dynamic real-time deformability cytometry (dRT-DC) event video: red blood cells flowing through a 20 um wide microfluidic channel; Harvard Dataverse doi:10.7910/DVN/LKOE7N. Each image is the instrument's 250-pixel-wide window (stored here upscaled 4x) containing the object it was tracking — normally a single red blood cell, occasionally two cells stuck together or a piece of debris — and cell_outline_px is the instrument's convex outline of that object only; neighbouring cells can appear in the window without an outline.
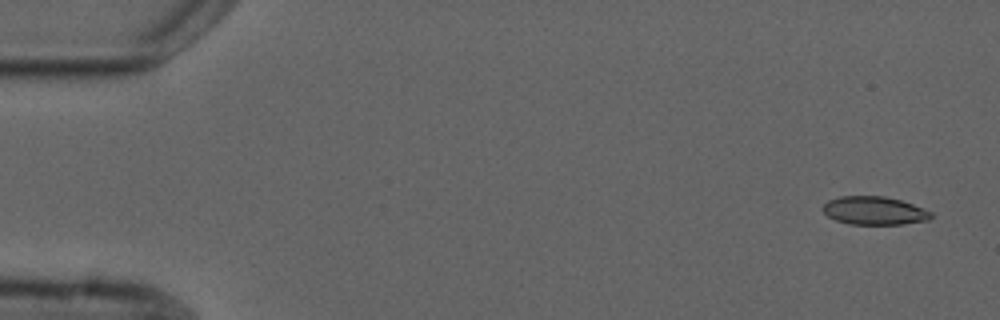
{"species": "common noctule bat (a hibernating species)", "species_latin": "Nyctalus noctula", "temperature_condition": "cold", "stored_images_in_passage": 5, "camera_frame_rate_fps": 3000, "um_per_image_px": 0.085, "animal": {"sex": "male", "forearm_length_mm": 52.5}, "frame": {"image": 1, "passage_image": 1, "time_ms": 0.0, "image_size_px": [1000, 320], "cell_outline_px": [[932, 216], [928, 220], [904, 224], [848, 224], [836, 220], [828, 216], [820, 208], [828, 200], [840, 196], [884, 196], [900, 200], [912, 204], [932, 212]], "centroid_in_image_um": [74.29, 17.9], "position_along_channel_um": 10.7, "area_um2": 17.8}}
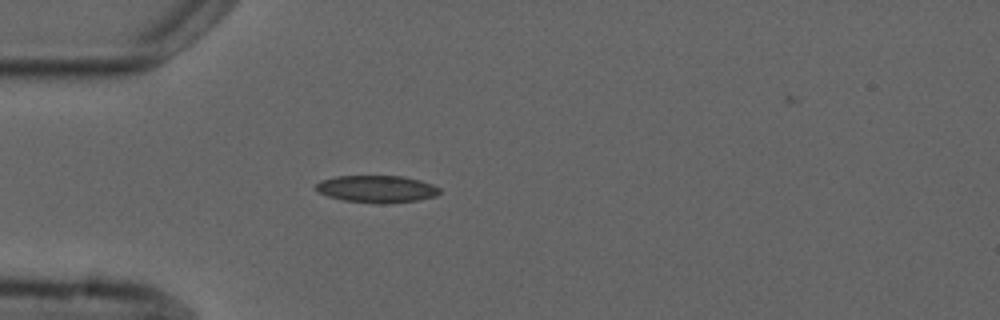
{"frame": {"image": 2, "passage_image": 4, "time_ms": 4.333, "image_size_px": [1000, 320], "cell_outline_px": [[440, 192], [436, 196], [416, 200], [384, 204], [380, 204], [344, 200], [328, 196], [320, 192], [316, 188], [316, 184], [320, 180], [336, 176], [404, 176], [420, 180], [432, 184], [440, 188]], "centroid_in_image_um": [32.04, 16.06], "position_along_channel_um": 53.0, "area_um2": 19.54}}